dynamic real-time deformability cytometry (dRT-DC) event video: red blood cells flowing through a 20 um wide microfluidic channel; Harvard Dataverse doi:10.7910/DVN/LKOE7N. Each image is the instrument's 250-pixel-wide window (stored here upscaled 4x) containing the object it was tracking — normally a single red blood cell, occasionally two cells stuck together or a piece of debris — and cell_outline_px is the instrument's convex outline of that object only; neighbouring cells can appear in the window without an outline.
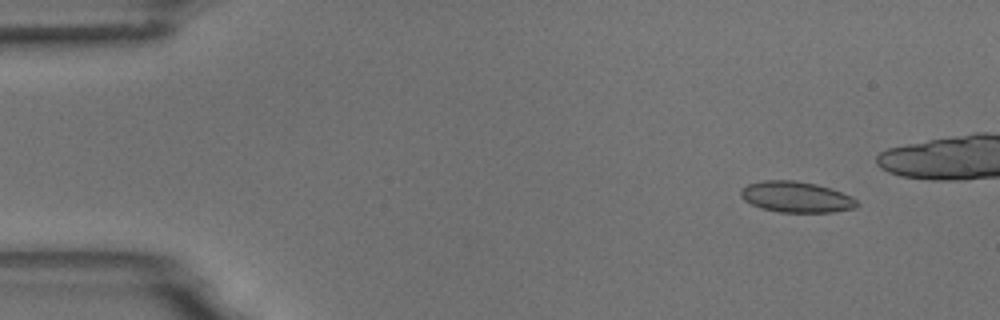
{"species": "common noctule bat (a hibernating species)", "species_latin": "Nyctalus noctula", "temperature_condition": "room temperature", "stored_images_in_passage": 6, "camera_frame_rate_fps": 3000, "um_per_image_px": 0.085, "animal": {"sex": "male", "body_mass_g": 18.8}, "frame": {"image": 1, "passage_image": 2, "time_ms": 1.0, "image_size_px": [1000, 320], "cell_outline_px": [[860, 204], [856, 208], [832, 212], [780, 212], [760, 208], [744, 200], [740, 196], [740, 192], [748, 184], [764, 180], [796, 180], [816, 184], [832, 188], [852, 196]], "centroid_in_image_um": [67.71, 16.74], "position_along_channel_um": 17.3, "area_um2": 21.04}}